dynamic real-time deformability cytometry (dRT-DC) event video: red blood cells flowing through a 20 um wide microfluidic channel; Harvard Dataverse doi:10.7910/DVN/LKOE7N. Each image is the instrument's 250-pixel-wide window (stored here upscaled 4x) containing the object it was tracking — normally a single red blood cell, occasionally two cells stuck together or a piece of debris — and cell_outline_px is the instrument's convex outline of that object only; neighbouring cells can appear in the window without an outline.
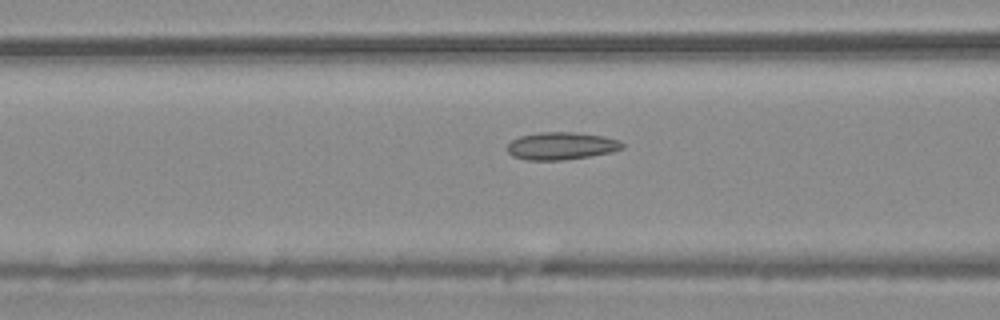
{"species": "common noctule bat (a hibernating species)", "species_latin": "Nyctalus noctula", "temperature_condition": "warm", "stored_images_in_passage": 48, "camera_frame_rate_fps": 3000, "um_per_image_px": 0.085, "animal": {"sex": "male", "body_mass_g": 20.4}, "frame": {"image": 1, "passage_image": 15, "time_ms": 4.667, "image_size_px": [1000, 320], "cell_outline_px": [[624, 148], [612, 152], [564, 160], [528, 160], [512, 156], [508, 152], [508, 144], [512, 140], [520, 136], [540, 132], [572, 132], [604, 136], [620, 140], [624, 144]], "centroid_in_image_um": [47.73, 12.4], "position_along_channel_um": 118.9, "area_um2": 18.44}}
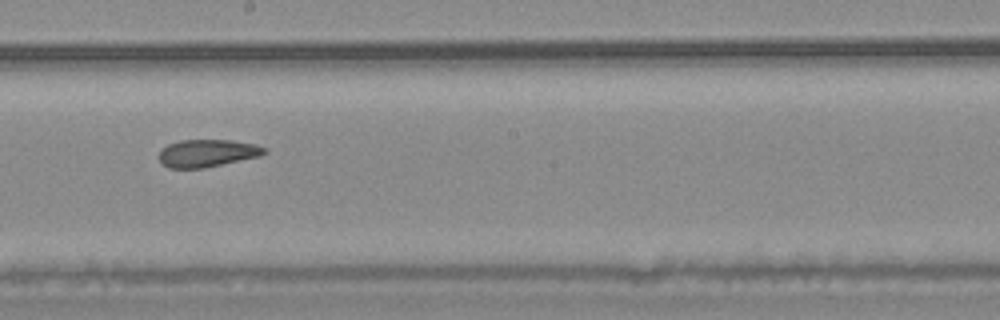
{"frame": {"image": 2, "passage_image": 24, "time_ms": 7.667, "image_size_px": [1000, 320], "cell_outline_px": [[268, 152], [260, 156], [204, 168], [168, 168], [160, 164], [160, 148], [168, 144], [180, 140], [232, 140], [256, 144], [268, 148]], "centroid_in_image_um": [17.63, 13.01], "position_along_channel_um": 230.6, "area_um2": 17.11}}
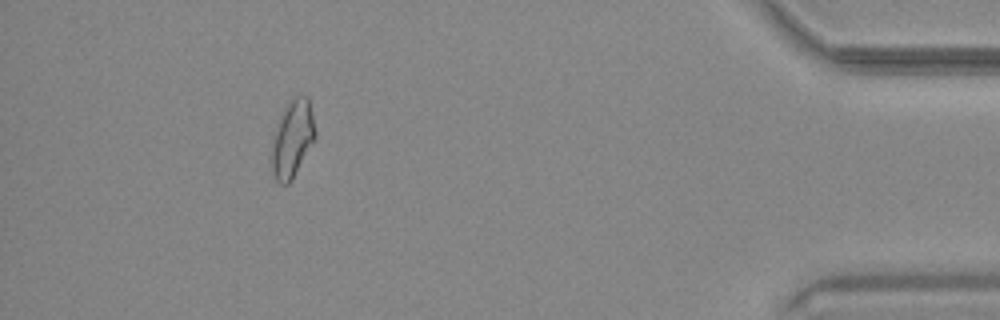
{"frame": {"image": 3, "passage_image": 43, "time_ms": 14.0, "image_size_px": [1000, 320], "cell_outline_px": [[316, 136], [292, 180], [288, 184], [280, 184], [276, 180], [272, 172], [268, 156], [272, 136], [284, 108], [296, 96], [308, 96], [312, 112], [316, 132]], "centroid_in_image_um": [24.8, 11.85], "position_along_channel_um": 410.4, "area_um2": 19.88}, "authors_computed_cell_mechanics": {"area_um2": 18.3515, "velocity_mm_per_s": 3.7244, "shape_relaxation_time_tau1_ms": 10.1055, "shape_relaxation_time_tau2_ms": 3.1764, "deformation_change_tau1": 0.1823, "deformation_change_tau2": 0.1018}}